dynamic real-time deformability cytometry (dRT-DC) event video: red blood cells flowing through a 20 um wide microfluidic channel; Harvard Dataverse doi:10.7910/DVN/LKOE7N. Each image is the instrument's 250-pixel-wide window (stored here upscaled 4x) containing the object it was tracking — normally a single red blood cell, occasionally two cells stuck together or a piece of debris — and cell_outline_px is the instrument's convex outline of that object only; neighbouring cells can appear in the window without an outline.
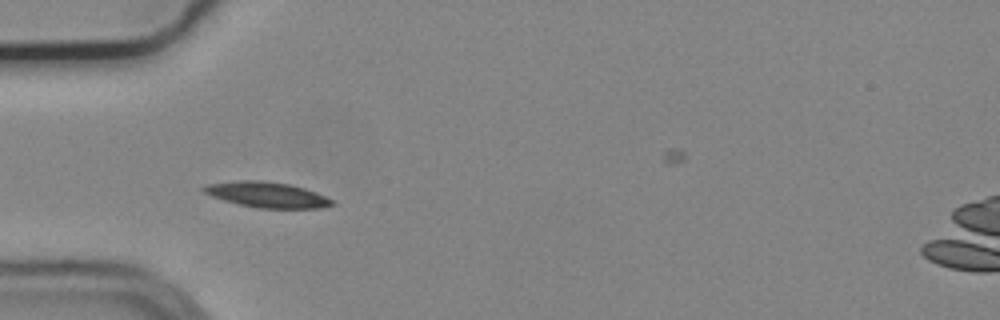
{"species": "common noctule bat (a hibernating species)", "species_latin": "Nyctalus noctula", "temperature_condition": "cold", "stored_images_in_passage": 14, "camera_frame_rate_fps": 3000, "um_per_image_px": 0.085, "animal": {"sex": "male", "body_mass_g": 19.2, "forearm_length_mm": 51.8}, "frame": {"image": 1, "passage_image": 8, "time_ms": 2.333, "image_size_px": [1000, 320], "cell_outline_px": [[336, 204], [320, 208], [256, 208], [224, 200], [212, 196], [204, 192], [200, 188], [208, 184], [240, 180], [260, 180], [288, 184], [304, 188], [316, 192], [332, 200]], "centroid_in_image_um": [22.69, 16.55], "position_along_channel_um": 62.3, "area_um2": 18.9}}
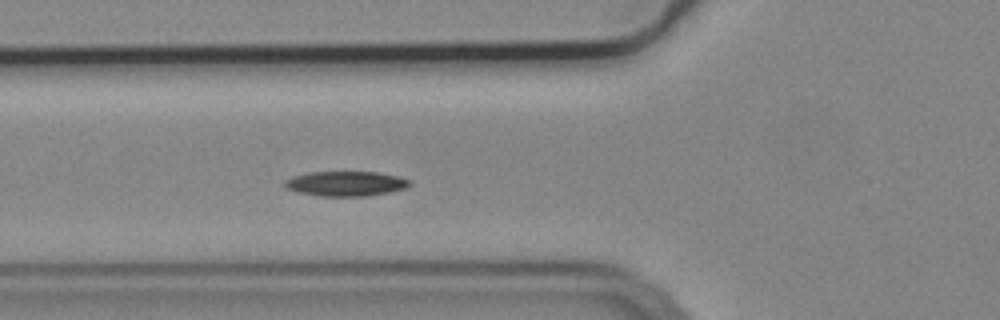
{"frame": {"image": 2, "passage_image": 11, "time_ms": 3.333, "image_size_px": [1000, 320], "cell_outline_px": [[412, 184], [404, 188], [388, 192], [364, 196], [320, 196], [300, 192], [284, 188], [284, 180], [292, 176], [308, 172], [376, 172], [396, 176], [412, 180]], "centroid_in_image_um": [29.36, 15.6], "position_along_channel_um": 96.4, "area_um2": 18.03}}